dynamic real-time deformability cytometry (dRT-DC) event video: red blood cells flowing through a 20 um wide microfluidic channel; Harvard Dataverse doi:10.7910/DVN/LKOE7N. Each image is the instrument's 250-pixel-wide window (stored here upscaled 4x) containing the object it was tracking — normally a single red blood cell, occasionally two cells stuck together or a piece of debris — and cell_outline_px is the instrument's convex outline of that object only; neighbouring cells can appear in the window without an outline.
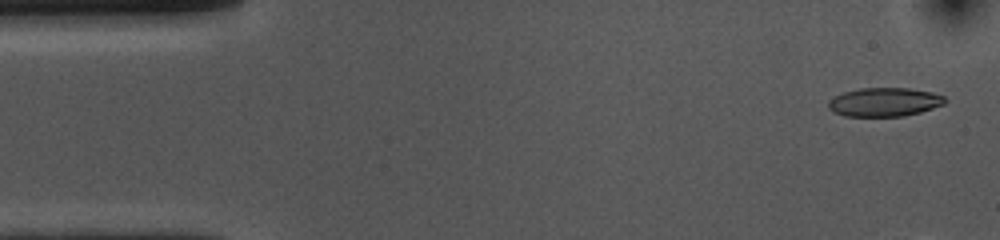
{"species": "common noctule bat (a hibernating species)", "species_latin": "Nyctalus noctula", "temperature_condition": "cold", "stored_images_in_passage": 13, "camera_frame_rate_fps": 3000, "um_per_image_px": 0.085, "animal": {"sex": "female", "body_mass_g": 10.0, "forearm_length_mm": 53.1}, "frame": {"image": 1, "passage_image": 2, "time_ms": 0.333, "image_size_px": [1000, 240], "cell_outline_px": [[948, 100], [944, 104], [920, 112], [904, 116], [844, 116], [828, 108], [828, 100], [844, 92], [860, 88], [908, 88], [932, 92], [944, 96]], "centroid_in_image_um": [75.19, 8.67], "position_along_channel_um": 9.8, "area_um2": 19.48}}